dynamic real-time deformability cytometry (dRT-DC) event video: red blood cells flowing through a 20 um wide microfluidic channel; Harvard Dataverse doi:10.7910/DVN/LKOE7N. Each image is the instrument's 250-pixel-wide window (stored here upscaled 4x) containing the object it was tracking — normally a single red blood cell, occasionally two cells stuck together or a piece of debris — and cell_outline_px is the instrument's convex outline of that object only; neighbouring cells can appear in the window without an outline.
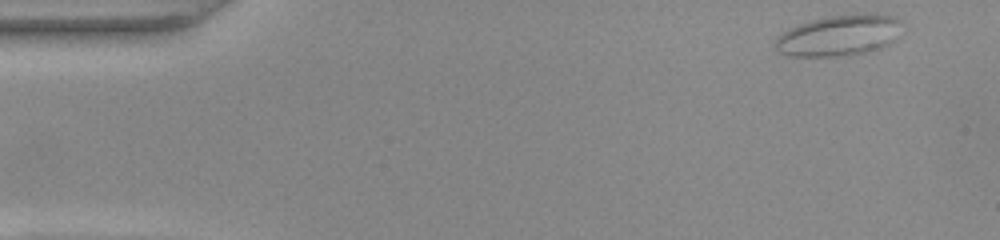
{"species": "common noctule bat (a hibernating species)", "species_latin": "Nyctalus noctula", "temperature_condition": "warm", "stored_images_in_passage": 50, "camera_frame_rate_fps": 3000, "um_per_image_px": 0.085, "animal": {"sex": "female", "body_mass_g": 22.0, "forearm_length_mm": 56.7}, "frame": {"image": 1, "passage_image": 1, "time_ms": 0.0, "image_size_px": [1000, 240], "cell_outline_px": [[904, 20], [892, 40], [888, 44], [880, 48], [868, 52], [852, 56], [788, 56], [776, 52], [772, 48], [776, 36], [800, 24], [812, 20], [828, 16], [864, 12], [876, 12], [896, 16]], "centroid_in_image_um": [71.32, 3.0], "position_along_channel_um": 13.7, "area_um2": 30.92}}
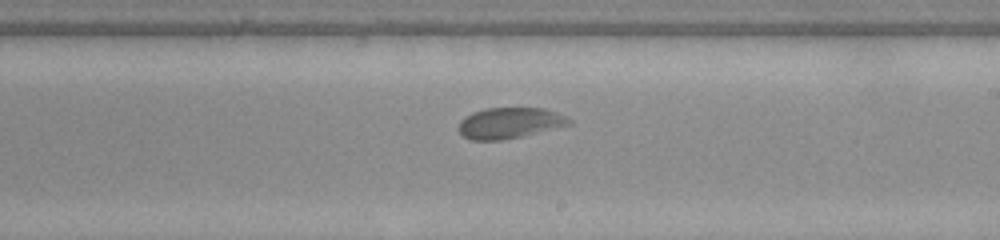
{"frame": {"image": 2, "passage_image": 28, "time_ms": 9.0, "image_size_px": [1000, 240], "cell_outline_px": [[572, 124], [520, 136], [500, 140], [472, 140], [464, 136], [456, 128], [460, 120], [464, 116], [472, 112], [484, 108], [544, 108], [556, 112], [572, 120]], "centroid_in_image_um": [43.26, 10.44], "position_along_channel_um": 245.7, "area_um2": 19.83}}
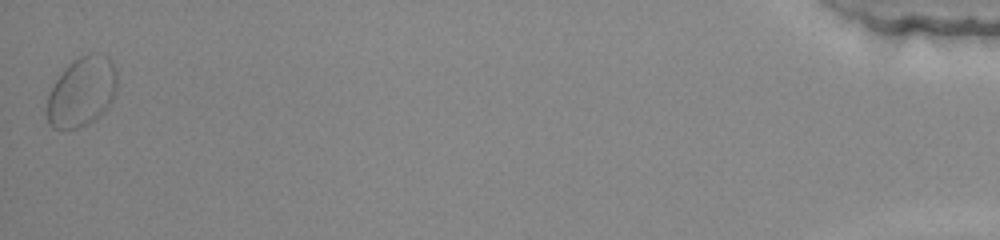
{"frame": {"image": 3, "passage_image": 50, "time_ms": 16.333, "image_size_px": [1000, 240], "cell_outline_px": [[116, 88], [112, 100], [108, 108], [100, 116], [88, 124], [76, 128], [52, 128], [48, 124], [48, 96], [56, 80], [68, 64], [80, 56], [88, 52], [96, 52], [108, 56], [112, 60], [116, 68]], "centroid_in_image_um": [6.99, 7.77], "position_along_channel_um": 428.2, "area_um2": 28.5}, "authors_computed_cell_mechanics": {"area_um2": 20.6057, "velocity_mm_per_s": 3.8214, "shape_relaxation_time_tau1_ms": null, "shape_relaxation_time_tau2_ms": 1.0414, "deformation_change_tau1": null, "deformation_change_tau2": 0.0537}}